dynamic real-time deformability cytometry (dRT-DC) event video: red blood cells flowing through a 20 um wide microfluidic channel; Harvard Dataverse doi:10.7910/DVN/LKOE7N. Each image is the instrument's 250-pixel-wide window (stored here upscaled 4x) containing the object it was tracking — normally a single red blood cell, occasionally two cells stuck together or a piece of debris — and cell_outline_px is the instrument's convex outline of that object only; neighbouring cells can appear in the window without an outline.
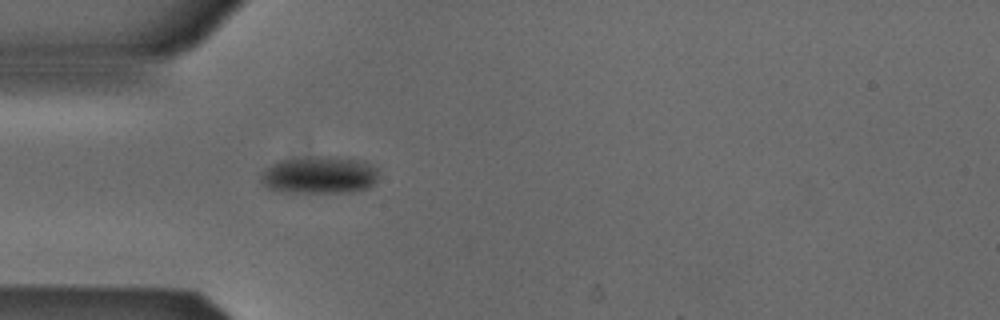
{"species": "Egyptian fruit bat (a non-hibernating species)", "species_latin": "Rousettus aegyptiacus", "temperature_condition": "cold", "stored_images_in_passage": 4, "camera_frame_rate_fps": 3000, "um_per_image_px": 0.085, "animal": {"sex": "male"}, "frame": {"image": 1, "passage_image": 4, "time_ms": 1.0, "image_size_px": [1000, 320], "cell_outline_px": [[376, 180], [368, 188], [352, 192], [280, 192], [268, 188], [260, 180], [260, 176], [264, 168], [276, 160], [316, 156], [332, 156], [364, 160], [372, 164], [376, 168]], "centroid_in_image_um": [27.11, 14.86], "position_along_channel_um": 57.9, "area_um2": 26.01}}